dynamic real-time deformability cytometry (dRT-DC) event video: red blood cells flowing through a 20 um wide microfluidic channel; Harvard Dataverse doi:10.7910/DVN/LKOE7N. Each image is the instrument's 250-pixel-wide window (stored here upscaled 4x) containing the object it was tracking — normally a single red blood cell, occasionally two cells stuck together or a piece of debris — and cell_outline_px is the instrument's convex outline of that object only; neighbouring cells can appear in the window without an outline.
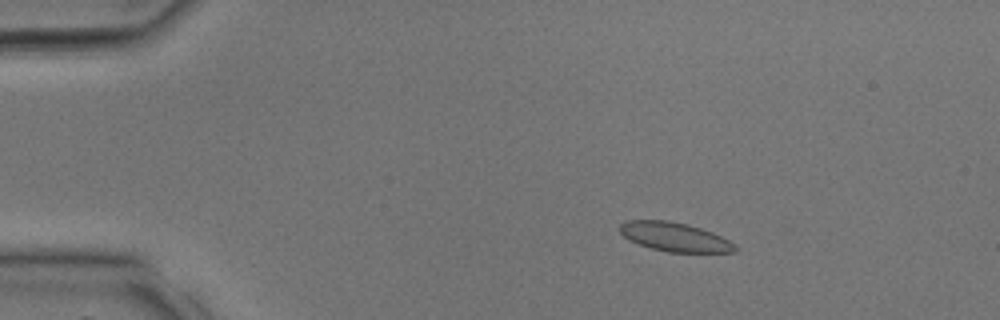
{"species": "common noctule bat (a hibernating species)", "species_latin": "Nyctalus noctula", "temperature_condition": "room temperature", "stored_images_in_passage": 34, "camera_frame_rate_fps": 3000, "um_per_image_px": 0.085, "animal": {"sex": "male", "body_mass_g": 17.9, "forearm_length_mm": 54.2}, "frame": {"image": 1, "passage_image": 6, "time_ms": 1.667, "image_size_px": [1000, 320], "cell_outline_px": [[736, 252], [668, 252], [652, 248], [628, 240], [620, 232], [620, 224], [628, 220], [668, 220], [688, 224], [712, 232], [728, 240], [736, 248]], "centroid_in_image_um": [57.31, 20.13], "position_along_channel_um": 27.7, "area_um2": 19.25}}
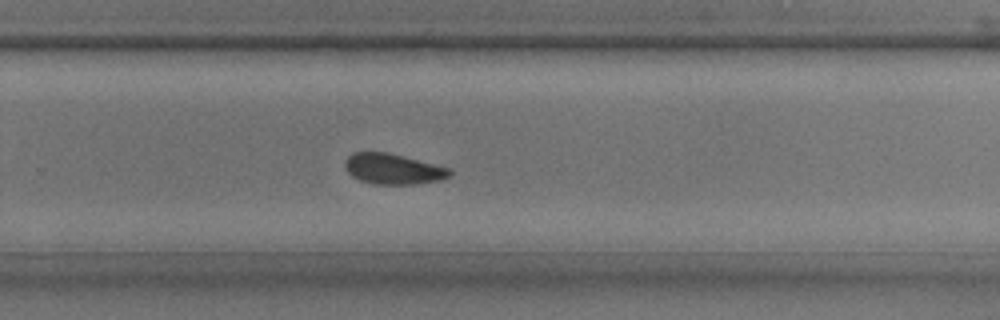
{"frame": {"image": 2, "passage_image": 23, "time_ms": 7.333, "image_size_px": [1000, 320], "cell_outline_px": [[452, 172], [448, 176], [440, 180], [416, 184], [376, 184], [360, 180], [352, 176], [348, 172], [344, 164], [344, 160], [352, 152], [388, 152], [452, 168]], "centroid_in_image_um": [33.41, 14.35], "position_along_channel_um": 296.4, "area_um2": 18.73}}
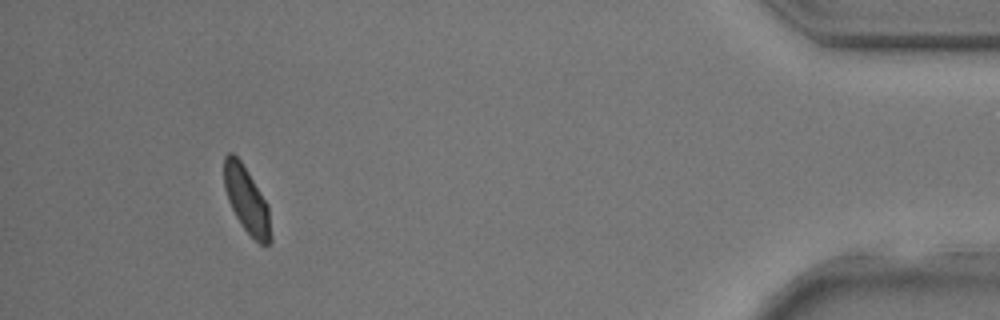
{"frame": {"image": 3, "passage_image": 32, "time_ms": 10.333, "image_size_px": [1000, 320], "cell_outline_px": [[272, 240], [268, 244], [260, 244], [240, 224], [228, 200], [224, 188], [224, 156], [228, 152], [232, 152], [240, 160], [248, 172], [268, 204], [272, 236]], "centroid_in_image_um": [20.97, 17.0], "position_along_channel_um": 414.2, "area_um2": 17.92}}